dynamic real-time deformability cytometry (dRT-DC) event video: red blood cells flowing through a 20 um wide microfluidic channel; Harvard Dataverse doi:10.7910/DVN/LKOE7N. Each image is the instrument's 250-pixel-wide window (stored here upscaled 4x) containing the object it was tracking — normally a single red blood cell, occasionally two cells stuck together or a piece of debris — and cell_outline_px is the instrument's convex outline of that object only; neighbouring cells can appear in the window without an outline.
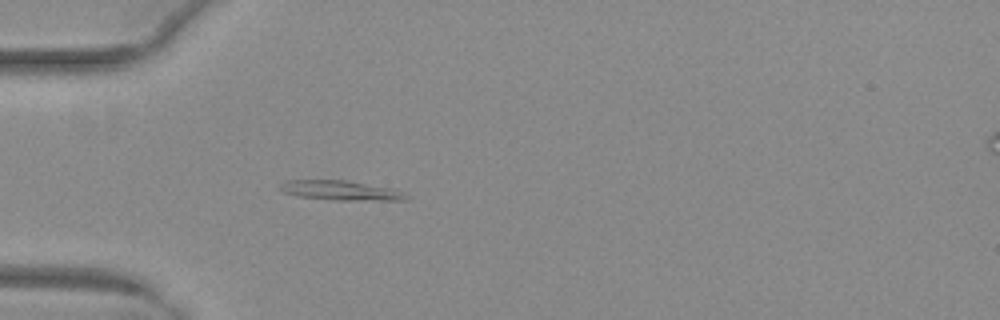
{"species": "common noctule bat (a hibernating species)", "species_latin": "Nyctalus noctula", "temperature_condition": "warm", "stored_images_in_passage": 36, "camera_frame_rate_fps": 3000, "um_per_image_px": 0.085, "animal": {"sex": "female", "body_mass_g": 29.2, "forearm_length_mm": 56.3}, "frame": {"image": 1, "passage_image": 1, "time_ms": 0.0, "image_size_px": [1000, 320], "cell_outline_px": [[408, 200], [340, 200], [296, 196], [284, 192], [280, 188], [280, 184], [284, 180], [344, 180], [388, 188], [400, 192], [408, 196]], "centroid_in_image_um": [28.89, 16.19], "position_along_channel_um": 56.1, "area_um2": 14.05}}
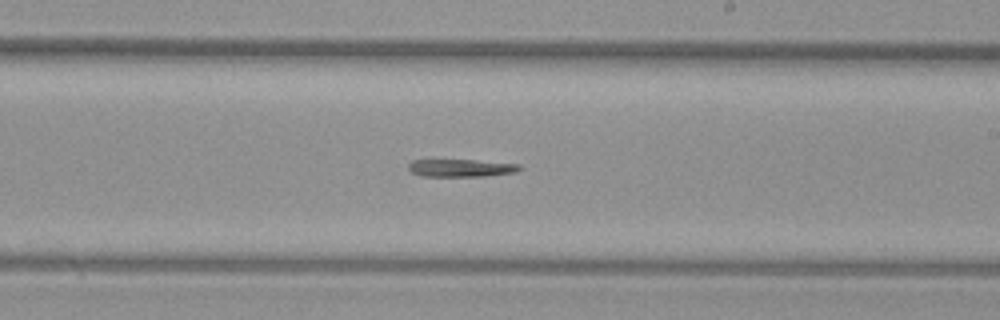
{"frame": {"image": 2, "passage_image": 16, "time_ms": 5.0, "image_size_px": [1000, 320], "cell_outline_px": [[520, 168], [516, 172], [484, 176], [420, 176], [412, 172], [408, 168], [408, 164], [412, 160], [476, 160], [520, 164]], "centroid_in_image_um": [39.17, 14.27], "position_along_channel_um": 249.8, "area_um2": 11.33}}
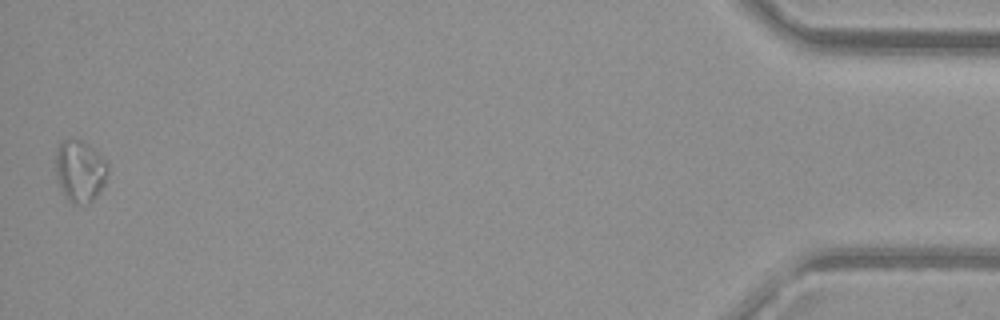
{"frame": {"image": 3, "passage_image": 36, "time_ms": 11.667, "image_size_px": [1000, 320], "cell_outline_px": [[108, 168], [104, 184], [96, 196], [92, 200], [84, 204], [72, 204], [68, 200], [60, 188], [56, 176], [56, 148], [60, 140], [72, 136], [80, 140], [92, 148], [108, 164]], "centroid_in_image_um": [6.75, 14.5], "position_along_channel_um": 428.5, "area_um2": 18.84}}